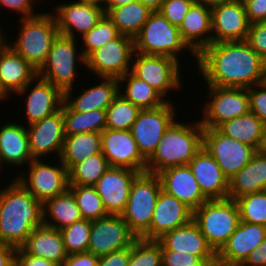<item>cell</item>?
I'll list each match as a JSON object with an SVG mask.
<instances>
[{
    "instance_id": "obj_1",
    "label": "cell",
    "mask_w": 266,
    "mask_h": 266,
    "mask_svg": "<svg viewBox=\"0 0 266 266\" xmlns=\"http://www.w3.org/2000/svg\"><path fill=\"white\" fill-rule=\"evenodd\" d=\"M195 65L204 85L248 89L266 81V61L246 41L211 43Z\"/></svg>"
},
{
    "instance_id": "obj_2",
    "label": "cell",
    "mask_w": 266,
    "mask_h": 266,
    "mask_svg": "<svg viewBox=\"0 0 266 266\" xmlns=\"http://www.w3.org/2000/svg\"><path fill=\"white\" fill-rule=\"evenodd\" d=\"M0 188V244L18 249L43 224L42 203L15 178Z\"/></svg>"
},
{
    "instance_id": "obj_3",
    "label": "cell",
    "mask_w": 266,
    "mask_h": 266,
    "mask_svg": "<svg viewBox=\"0 0 266 266\" xmlns=\"http://www.w3.org/2000/svg\"><path fill=\"white\" fill-rule=\"evenodd\" d=\"M179 117L163 134L153 155L147 160L146 172L158 174L164 169L188 165L203 147V126L199 120L191 123Z\"/></svg>"
},
{
    "instance_id": "obj_4",
    "label": "cell",
    "mask_w": 266,
    "mask_h": 266,
    "mask_svg": "<svg viewBox=\"0 0 266 266\" xmlns=\"http://www.w3.org/2000/svg\"><path fill=\"white\" fill-rule=\"evenodd\" d=\"M17 22L20 24L17 39L13 42L7 37V44L38 71L45 63L53 41L60 34L55 17L50 10Z\"/></svg>"
},
{
    "instance_id": "obj_5",
    "label": "cell",
    "mask_w": 266,
    "mask_h": 266,
    "mask_svg": "<svg viewBox=\"0 0 266 266\" xmlns=\"http://www.w3.org/2000/svg\"><path fill=\"white\" fill-rule=\"evenodd\" d=\"M134 46L135 52L140 54L167 56L179 62L182 56L189 54L188 57L193 56L197 63V56L183 42L178 27L172 25L160 11L151 12L134 37Z\"/></svg>"
},
{
    "instance_id": "obj_6",
    "label": "cell",
    "mask_w": 266,
    "mask_h": 266,
    "mask_svg": "<svg viewBox=\"0 0 266 266\" xmlns=\"http://www.w3.org/2000/svg\"><path fill=\"white\" fill-rule=\"evenodd\" d=\"M79 39L59 34L53 41L45 63L37 71V76L49 81L63 94L75 88L79 76L77 68L86 67V59L79 51ZM78 71V72H77Z\"/></svg>"
},
{
    "instance_id": "obj_7",
    "label": "cell",
    "mask_w": 266,
    "mask_h": 266,
    "mask_svg": "<svg viewBox=\"0 0 266 266\" xmlns=\"http://www.w3.org/2000/svg\"><path fill=\"white\" fill-rule=\"evenodd\" d=\"M193 220L217 254L240 222L239 207L236 200L229 198L207 200L193 211Z\"/></svg>"
},
{
    "instance_id": "obj_8",
    "label": "cell",
    "mask_w": 266,
    "mask_h": 266,
    "mask_svg": "<svg viewBox=\"0 0 266 266\" xmlns=\"http://www.w3.org/2000/svg\"><path fill=\"white\" fill-rule=\"evenodd\" d=\"M161 189L158 174L146 171L139 173L131 185L129 198L121 217L137 238H141L150 228Z\"/></svg>"
},
{
    "instance_id": "obj_9",
    "label": "cell",
    "mask_w": 266,
    "mask_h": 266,
    "mask_svg": "<svg viewBox=\"0 0 266 266\" xmlns=\"http://www.w3.org/2000/svg\"><path fill=\"white\" fill-rule=\"evenodd\" d=\"M183 62L174 58L157 55H144L135 52L132 59L131 72L141 80L147 82L166 101H172L169 96L172 91L183 90V77L181 67ZM169 95V96H168ZM169 98V99H168Z\"/></svg>"
},
{
    "instance_id": "obj_10",
    "label": "cell",
    "mask_w": 266,
    "mask_h": 266,
    "mask_svg": "<svg viewBox=\"0 0 266 266\" xmlns=\"http://www.w3.org/2000/svg\"><path fill=\"white\" fill-rule=\"evenodd\" d=\"M46 160L33 159L28 167L14 175L15 179L42 204L64 193L69 187L68 170L60 159H55L54 162L53 159L51 162Z\"/></svg>"
},
{
    "instance_id": "obj_11",
    "label": "cell",
    "mask_w": 266,
    "mask_h": 266,
    "mask_svg": "<svg viewBox=\"0 0 266 266\" xmlns=\"http://www.w3.org/2000/svg\"><path fill=\"white\" fill-rule=\"evenodd\" d=\"M207 95L201 109L200 122L203 128H217L230 119L250 112L249 96L246 88L203 86ZM207 100V101H206ZM206 105V106H205Z\"/></svg>"
},
{
    "instance_id": "obj_12",
    "label": "cell",
    "mask_w": 266,
    "mask_h": 266,
    "mask_svg": "<svg viewBox=\"0 0 266 266\" xmlns=\"http://www.w3.org/2000/svg\"><path fill=\"white\" fill-rule=\"evenodd\" d=\"M134 53V38L121 34L86 58V72L93 73L92 79L94 76L119 79L131 71Z\"/></svg>"
},
{
    "instance_id": "obj_13",
    "label": "cell",
    "mask_w": 266,
    "mask_h": 266,
    "mask_svg": "<svg viewBox=\"0 0 266 266\" xmlns=\"http://www.w3.org/2000/svg\"><path fill=\"white\" fill-rule=\"evenodd\" d=\"M174 101H166L153 109H141L130 131L141 155L148 160L155 152L163 134L177 119Z\"/></svg>"
},
{
    "instance_id": "obj_14",
    "label": "cell",
    "mask_w": 266,
    "mask_h": 266,
    "mask_svg": "<svg viewBox=\"0 0 266 266\" xmlns=\"http://www.w3.org/2000/svg\"><path fill=\"white\" fill-rule=\"evenodd\" d=\"M203 148L215 159L228 180L245 167L257 152L254 147L225 136L217 128H204Z\"/></svg>"
},
{
    "instance_id": "obj_15",
    "label": "cell",
    "mask_w": 266,
    "mask_h": 266,
    "mask_svg": "<svg viewBox=\"0 0 266 266\" xmlns=\"http://www.w3.org/2000/svg\"><path fill=\"white\" fill-rule=\"evenodd\" d=\"M28 91V92H27ZM20 100H26L22 120L24 125H30L51 116L61 109L64 101V94L52 83L36 76L21 91L17 92ZM25 118V119H24Z\"/></svg>"
},
{
    "instance_id": "obj_16",
    "label": "cell",
    "mask_w": 266,
    "mask_h": 266,
    "mask_svg": "<svg viewBox=\"0 0 266 266\" xmlns=\"http://www.w3.org/2000/svg\"><path fill=\"white\" fill-rule=\"evenodd\" d=\"M136 238L121 215L109 214L91 221L88 252L98 257L104 256L131 247Z\"/></svg>"
},
{
    "instance_id": "obj_17",
    "label": "cell",
    "mask_w": 266,
    "mask_h": 266,
    "mask_svg": "<svg viewBox=\"0 0 266 266\" xmlns=\"http://www.w3.org/2000/svg\"><path fill=\"white\" fill-rule=\"evenodd\" d=\"M29 149L33 159L59 158L64 134L63 103L61 109L41 121L27 125ZM55 157V158H54Z\"/></svg>"
},
{
    "instance_id": "obj_18",
    "label": "cell",
    "mask_w": 266,
    "mask_h": 266,
    "mask_svg": "<svg viewBox=\"0 0 266 266\" xmlns=\"http://www.w3.org/2000/svg\"><path fill=\"white\" fill-rule=\"evenodd\" d=\"M102 153L110 167H126L145 172L147 160L141 155L130 130L104 129L101 132Z\"/></svg>"
},
{
    "instance_id": "obj_19",
    "label": "cell",
    "mask_w": 266,
    "mask_h": 266,
    "mask_svg": "<svg viewBox=\"0 0 266 266\" xmlns=\"http://www.w3.org/2000/svg\"><path fill=\"white\" fill-rule=\"evenodd\" d=\"M211 23L212 43L245 41L250 26L242 0H230L211 8Z\"/></svg>"
},
{
    "instance_id": "obj_20",
    "label": "cell",
    "mask_w": 266,
    "mask_h": 266,
    "mask_svg": "<svg viewBox=\"0 0 266 266\" xmlns=\"http://www.w3.org/2000/svg\"><path fill=\"white\" fill-rule=\"evenodd\" d=\"M57 5V6H56ZM53 6L55 8H53ZM54 15L61 35L78 39L95 27L106 14L103 8L82 4L76 1L55 4ZM56 9V10H55Z\"/></svg>"
},
{
    "instance_id": "obj_21",
    "label": "cell",
    "mask_w": 266,
    "mask_h": 266,
    "mask_svg": "<svg viewBox=\"0 0 266 266\" xmlns=\"http://www.w3.org/2000/svg\"><path fill=\"white\" fill-rule=\"evenodd\" d=\"M139 173L126 167H110L93 185L108 214L121 215L126 207L131 185Z\"/></svg>"
},
{
    "instance_id": "obj_22",
    "label": "cell",
    "mask_w": 266,
    "mask_h": 266,
    "mask_svg": "<svg viewBox=\"0 0 266 266\" xmlns=\"http://www.w3.org/2000/svg\"><path fill=\"white\" fill-rule=\"evenodd\" d=\"M193 219V210L161 189L149 230L141 237L158 240L165 233L187 224Z\"/></svg>"
},
{
    "instance_id": "obj_23",
    "label": "cell",
    "mask_w": 266,
    "mask_h": 266,
    "mask_svg": "<svg viewBox=\"0 0 266 266\" xmlns=\"http://www.w3.org/2000/svg\"><path fill=\"white\" fill-rule=\"evenodd\" d=\"M158 241L161 250H174L198 256L207 266H210L217 257L193 219L165 233Z\"/></svg>"
},
{
    "instance_id": "obj_24",
    "label": "cell",
    "mask_w": 266,
    "mask_h": 266,
    "mask_svg": "<svg viewBox=\"0 0 266 266\" xmlns=\"http://www.w3.org/2000/svg\"><path fill=\"white\" fill-rule=\"evenodd\" d=\"M158 176L162 190L186 204L193 211L208 200L201 192L188 165L164 169L158 173Z\"/></svg>"
},
{
    "instance_id": "obj_25",
    "label": "cell",
    "mask_w": 266,
    "mask_h": 266,
    "mask_svg": "<svg viewBox=\"0 0 266 266\" xmlns=\"http://www.w3.org/2000/svg\"><path fill=\"white\" fill-rule=\"evenodd\" d=\"M6 123V124H5ZM0 125V170L8 167L23 168L33 160L29 149V138L26 125L11 121Z\"/></svg>"
},
{
    "instance_id": "obj_26",
    "label": "cell",
    "mask_w": 266,
    "mask_h": 266,
    "mask_svg": "<svg viewBox=\"0 0 266 266\" xmlns=\"http://www.w3.org/2000/svg\"><path fill=\"white\" fill-rule=\"evenodd\" d=\"M99 83H93L75 95V88L64 93V102L74 111L89 112L96 109H107L119 94V82L116 78L99 77Z\"/></svg>"
},
{
    "instance_id": "obj_27",
    "label": "cell",
    "mask_w": 266,
    "mask_h": 266,
    "mask_svg": "<svg viewBox=\"0 0 266 266\" xmlns=\"http://www.w3.org/2000/svg\"><path fill=\"white\" fill-rule=\"evenodd\" d=\"M208 200L228 198V179L215 159L202 147L188 164Z\"/></svg>"
},
{
    "instance_id": "obj_28",
    "label": "cell",
    "mask_w": 266,
    "mask_h": 266,
    "mask_svg": "<svg viewBox=\"0 0 266 266\" xmlns=\"http://www.w3.org/2000/svg\"><path fill=\"white\" fill-rule=\"evenodd\" d=\"M178 29L183 42L198 56L212 43L211 8L193 3Z\"/></svg>"
},
{
    "instance_id": "obj_29",
    "label": "cell",
    "mask_w": 266,
    "mask_h": 266,
    "mask_svg": "<svg viewBox=\"0 0 266 266\" xmlns=\"http://www.w3.org/2000/svg\"><path fill=\"white\" fill-rule=\"evenodd\" d=\"M36 76L37 70L6 43L0 50V87L4 93L9 98L15 96Z\"/></svg>"
},
{
    "instance_id": "obj_30",
    "label": "cell",
    "mask_w": 266,
    "mask_h": 266,
    "mask_svg": "<svg viewBox=\"0 0 266 266\" xmlns=\"http://www.w3.org/2000/svg\"><path fill=\"white\" fill-rule=\"evenodd\" d=\"M266 238V227L240 221L235 232L217 253V258L230 263H241L249 254L259 248Z\"/></svg>"
},
{
    "instance_id": "obj_31",
    "label": "cell",
    "mask_w": 266,
    "mask_h": 266,
    "mask_svg": "<svg viewBox=\"0 0 266 266\" xmlns=\"http://www.w3.org/2000/svg\"><path fill=\"white\" fill-rule=\"evenodd\" d=\"M20 249L26 254L50 260L58 266L68 256L61 231L44 224L31 232Z\"/></svg>"
},
{
    "instance_id": "obj_32",
    "label": "cell",
    "mask_w": 266,
    "mask_h": 266,
    "mask_svg": "<svg viewBox=\"0 0 266 266\" xmlns=\"http://www.w3.org/2000/svg\"><path fill=\"white\" fill-rule=\"evenodd\" d=\"M266 191V152L257 151L250 162L228 180V198Z\"/></svg>"
},
{
    "instance_id": "obj_33",
    "label": "cell",
    "mask_w": 266,
    "mask_h": 266,
    "mask_svg": "<svg viewBox=\"0 0 266 266\" xmlns=\"http://www.w3.org/2000/svg\"><path fill=\"white\" fill-rule=\"evenodd\" d=\"M101 152V133L84 132L65 135L59 159L69 172L77 163Z\"/></svg>"
},
{
    "instance_id": "obj_34",
    "label": "cell",
    "mask_w": 266,
    "mask_h": 266,
    "mask_svg": "<svg viewBox=\"0 0 266 266\" xmlns=\"http://www.w3.org/2000/svg\"><path fill=\"white\" fill-rule=\"evenodd\" d=\"M42 211L43 224L58 230L83 219L75 197L69 189L45 201Z\"/></svg>"
},
{
    "instance_id": "obj_35",
    "label": "cell",
    "mask_w": 266,
    "mask_h": 266,
    "mask_svg": "<svg viewBox=\"0 0 266 266\" xmlns=\"http://www.w3.org/2000/svg\"><path fill=\"white\" fill-rule=\"evenodd\" d=\"M217 129L225 136L248 144L257 151L263 147L265 124L251 112L225 121Z\"/></svg>"
},
{
    "instance_id": "obj_36",
    "label": "cell",
    "mask_w": 266,
    "mask_h": 266,
    "mask_svg": "<svg viewBox=\"0 0 266 266\" xmlns=\"http://www.w3.org/2000/svg\"><path fill=\"white\" fill-rule=\"evenodd\" d=\"M118 82L119 94L140 109L157 108L166 102L154 88L131 71L119 78Z\"/></svg>"
},
{
    "instance_id": "obj_37",
    "label": "cell",
    "mask_w": 266,
    "mask_h": 266,
    "mask_svg": "<svg viewBox=\"0 0 266 266\" xmlns=\"http://www.w3.org/2000/svg\"><path fill=\"white\" fill-rule=\"evenodd\" d=\"M151 10L136 0L116 8H111L106 14L113 21L121 34L135 37L145 22Z\"/></svg>"
},
{
    "instance_id": "obj_38",
    "label": "cell",
    "mask_w": 266,
    "mask_h": 266,
    "mask_svg": "<svg viewBox=\"0 0 266 266\" xmlns=\"http://www.w3.org/2000/svg\"><path fill=\"white\" fill-rule=\"evenodd\" d=\"M64 134L74 135L84 132L101 133L106 129V109L89 112L72 110L63 101Z\"/></svg>"
},
{
    "instance_id": "obj_39",
    "label": "cell",
    "mask_w": 266,
    "mask_h": 266,
    "mask_svg": "<svg viewBox=\"0 0 266 266\" xmlns=\"http://www.w3.org/2000/svg\"><path fill=\"white\" fill-rule=\"evenodd\" d=\"M110 168L103 153L77 163L69 172V186H93Z\"/></svg>"
},
{
    "instance_id": "obj_40",
    "label": "cell",
    "mask_w": 266,
    "mask_h": 266,
    "mask_svg": "<svg viewBox=\"0 0 266 266\" xmlns=\"http://www.w3.org/2000/svg\"><path fill=\"white\" fill-rule=\"evenodd\" d=\"M141 109L118 94L106 109V128L130 130Z\"/></svg>"
},
{
    "instance_id": "obj_41",
    "label": "cell",
    "mask_w": 266,
    "mask_h": 266,
    "mask_svg": "<svg viewBox=\"0 0 266 266\" xmlns=\"http://www.w3.org/2000/svg\"><path fill=\"white\" fill-rule=\"evenodd\" d=\"M121 33L113 21L105 14L98 24L79 37L82 55L86 59L93 51L119 37ZM83 40V41H82Z\"/></svg>"
},
{
    "instance_id": "obj_42",
    "label": "cell",
    "mask_w": 266,
    "mask_h": 266,
    "mask_svg": "<svg viewBox=\"0 0 266 266\" xmlns=\"http://www.w3.org/2000/svg\"><path fill=\"white\" fill-rule=\"evenodd\" d=\"M68 189L73 193L83 219L92 221L109 215L93 186H69Z\"/></svg>"
},
{
    "instance_id": "obj_43",
    "label": "cell",
    "mask_w": 266,
    "mask_h": 266,
    "mask_svg": "<svg viewBox=\"0 0 266 266\" xmlns=\"http://www.w3.org/2000/svg\"><path fill=\"white\" fill-rule=\"evenodd\" d=\"M128 266H162L160 242L136 238L130 247Z\"/></svg>"
},
{
    "instance_id": "obj_44",
    "label": "cell",
    "mask_w": 266,
    "mask_h": 266,
    "mask_svg": "<svg viewBox=\"0 0 266 266\" xmlns=\"http://www.w3.org/2000/svg\"><path fill=\"white\" fill-rule=\"evenodd\" d=\"M236 202L240 221L266 227V191L243 195Z\"/></svg>"
},
{
    "instance_id": "obj_45",
    "label": "cell",
    "mask_w": 266,
    "mask_h": 266,
    "mask_svg": "<svg viewBox=\"0 0 266 266\" xmlns=\"http://www.w3.org/2000/svg\"><path fill=\"white\" fill-rule=\"evenodd\" d=\"M68 255L88 252L91 220L82 219L60 230Z\"/></svg>"
},
{
    "instance_id": "obj_46",
    "label": "cell",
    "mask_w": 266,
    "mask_h": 266,
    "mask_svg": "<svg viewBox=\"0 0 266 266\" xmlns=\"http://www.w3.org/2000/svg\"><path fill=\"white\" fill-rule=\"evenodd\" d=\"M193 3V0H164L159 11L172 25L179 28Z\"/></svg>"
},
{
    "instance_id": "obj_47",
    "label": "cell",
    "mask_w": 266,
    "mask_h": 266,
    "mask_svg": "<svg viewBox=\"0 0 266 266\" xmlns=\"http://www.w3.org/2000/svg\"><path fill=\"white\" fill-rule=\"evenodd\" d=\"M250 112L266 125V81L247 89Z\"/></svg>"
},
{
    "instance_id": "obj_48",
    "label": "cell",
    "mask_w": 266,
    "mask_h": 266,
    "mask_svg": "<svg viewBox=\"0 0 266 266\" xmlns=\"http://www.w3.org/2000/svg\"><path fill=\"white\" fill-rule=\"evenodd\" d=\"M42 1L44 0H0V12L1 9H8L9 13H17L19 19L35 17L41 14V11L40 13L35 11L37 9H34V7L35 5L37 7V4L39 3H43Z\"/></svg>"
},
{
    "instance_id": "obj_49",
    "label": "cell",
    "mask_w": 266,
    "mask_h": 266,
    "mask_svg": "<svg viewBox=\"0 0 266 266\" xmlns=\"http://www.w3.org/2000/svg\"><path fill=\"white\" fill-rule=\"evenodd\" d=\"M245 41L266 61V21L251 23Z\"/></svg>"
},
{
    "instance_id": "obj_50",
    "label": "cell",
    "mask_w": 266,
    "mask_h": 266,
    "mask_svg": "<svg viewBox=\"0 0 266 266\" xmlns=\"http://www.w3.org/2000/svg\"><path fill=\"white\" fill-rule=\"evenodd\" d=\"M162 266H207L198 256L162 250Z\"/></svg>"
},
{
    "instance_id": "obj_51",
    "label": "cell",
    "mask_w": 266,
    "mask_h": 266,
    "mask_svg": "<svg viewBox=\"0 0 266 266\" xmlns=\"http://www.w3.org/2000/svg\"><path fill=\"white\" fill-rule=\"evenodd\" d=\"M245 6L248 22L266 21V0H242Z\"/></svg>"
},
{
    "instance_id": "obj_52",
    "label": "cell",
    "mask_w": 266,
    "mask_h": 266,
    "mask_svg": "<svg viewBox=\"0 0 266 266\" xmlns=\"http://www.w3.org/2000/svg\"><path fill=\"white\" fill-rule=\"evenodd\" d=\"M130 247L99 257L98 266H128Z\"/></svg>"
},
{
    "instance_id": "obj_53",
    "label": "cell",
    "mask_w": 266,
    "mask_h": 266,
    "mask_svg": "<svg viewBox=\"0 0 266 266\" xmlns=\"http://www.w3.org/2000/svg\"><path fill=\"white\" fill-rule=\"evenodd\" d=\"M99 257L93 253L84 252L70 254L60 266H98Z\"/></svg>"
},
{
    "instance_id": "obj_54",
    "label": "cell",
    "mask_w": 266,
    "mask_h": 266,
    "mask_svg": "<svg viewBox=\"0 0 266 266\" xmlns=\"http://www.w3.org/2000/svg\"><path fill=\"white\" fill-rule=\"evenodd\" d=\"M15 266H58V265L45 258L26 254L20 248H18L15 255Z\"/></svg>"
},
{
    "instance_id": "obj_55",
    "label": "cell",
    "mask_w": 266,
    "mask_h": 266,
    "mask_svg": "<svg viewBox=\"0 0 266 266\" xmlns=\"http://www.w3.org/2000/svg\"><path fill=\"white\" fill-rule=\"evenodd\" d=\"M247 266H266V238L243 262Z\"/></svg>"
},
{
    "instance_id": "obj_56",
    "label": "cell",
    "mask_w": 266,
    "mask_h": 266,
    "mask_svg": "<svg viewBox=\"0 0 266 266\" xmlns=\"http://www.w3.org/2000/svg\"><path fill=\"white\" fill-rule=\"evenodd\" d=\"M17 248L0 244V266H15Z\"/></svg>"
},
{
    "instance_id": "obj_57",
    "label": "cell",
    "mask_w": 266,
    "mask_h": 266,
    "mask_svg": "<svg viewBox=\"0 0 266 266\" xmlns=\"http://www.w3.org/2000/svg\"><path fill=\"white\" fill-rule=\"evenodd\" d=\"M136 0H105L104 11L107 13L111 8H116L125 4H129Z\"/></svg>"
},
{
    "instance_id": "obj_58",
    "label": "cell",
    "mask_w": 266,
    "mask_h": 266,
    "mask_svg": "<svg viewBox=\"0 0 266 266\" xmlns=\"http://www.w3.org/2000/svg\"><path fill=\"white\" fill-rule=\"evenodd\" d=\"M151 11H159L164 0H138Z\"/></svg>"
},
{
    "instance_id": "obj_59",
    "label": "cell",
    "mask_w": 266,
    "mask_h": 266,
    "mask_svg": "<svg viewBox=\"0 0 266 266\" xmlns=\"http://www.w3.org/2000/svg\"><path fill=\"white\" fill-rule=\"evenodd\" d=\"M194 3L202 4L209 8H213L215 6L221 5L223 3L229 2L230 0H193Z\"/></svg>"
},
{
    "instance_id": "obj_60",
    "label": "cell",
    "mask_w": 266,
    "mask_h": 266,
    "mask_svg": "<svg viewBox=\"0 0 266 266\" xmlns=\"http://www.w3.org/2000/svg\"><path fill=\"white\" fill-rule=\"evenodd\" d=\"M210 266H247L243 262L241 263H230L220 260L219 258H215V260L210 264Z\"/></svg>"
},
{
    "instance_id": "obj_61",
    "label": "cell",
    "mask_w": 266,
    "mask_h": 266,
    "mask_svg": "<svg viewBox=\"0 0 266 266\" xmlns=\"http://www.w3.org/2000/svg\"><path fill=\"white\" fill-rule=\"evenodd\" d=\"M76 2L104 9L105 0H75Z\"/></svg>"
},
{
    "instance_id": "obj_62",
    "label": "cell",
    "mask_w": 266,
    "mask_h": 266,
    "mask_svg": "<svg viewBox=\"0 0 266 266\" xmlns=\"http://www.w3.org/2000/svg\"><path fill=\"white\" fill-rule=\"evenodd\" d=\"M1 26V25H0ZM3 30L4 29H2L1 27H0V50L4 47V45L7 43V32L6 31H4L3 32Z\"/></svg>"
},
{
    "instance_id": "obj_63",
    "label": "cell",
    "mask_w": 266,
    "mask_h": 266,
    "mask_svg": "<svg viewBox=\"0 0 266 266\" xmlns=\"http://www.w3.org/2000/svg\"><path fill=\"white\" fill-rule=\"evenodd\" d=\"M6 100L9 101V98L0 87V102H4Z\"/></svg>"
},
{
    "instance_id": "obj_64",
    "label": "cell",
    "mask_w": 266,
    "mask_h": 266,
    "mask_svg": "<svg viewBox=\"0 0 266 266\" xmlns=\"http://www.w3.org/2000/svg\"><path fill=\"white\" fill-rule=\"evenodd\" d=\"M261 150L266 152V125H265V133H264V143H263V147Z\"/></svg>"
}]
</instances>
